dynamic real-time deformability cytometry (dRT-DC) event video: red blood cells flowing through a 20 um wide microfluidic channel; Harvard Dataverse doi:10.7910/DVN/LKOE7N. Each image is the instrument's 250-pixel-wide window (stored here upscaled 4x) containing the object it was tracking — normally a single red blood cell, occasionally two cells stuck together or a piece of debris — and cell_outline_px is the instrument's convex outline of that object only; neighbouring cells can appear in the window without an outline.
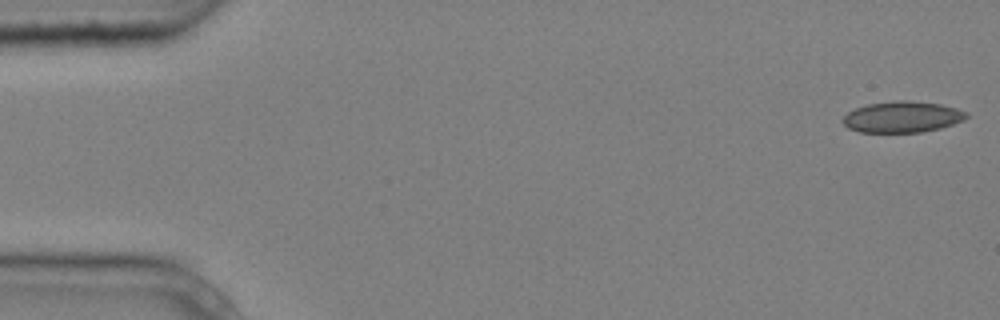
{"species": "common noctule bat (a hibernating species)", "species_latin": "Nyctalus noctula", "temperature_condition": "cold", "stored_images_in_passage": 5, "camera_frame_rate_fps": 3000, "um_per_image_px": 0.085, "animal": {"sex": "male", "body_mass_g": 20.4}, "frame": {"image": 1, "passage_image": 1, "time_ms": 0.0, "image_size_px": [1000, 320], "cell_outline_px": [[968, 116], [964, 120], [940, 128], [920, 132], [860, 132], [848, 128], [840, 120], [848, 112], [856, 108], [868, 104], [896, 100], [908, 100], [940, 104], [956, 108], [968, 112]], "centroid_in_image_um": [76.69, 9.93], "position_along_channel_um": 8.3, "area_um2": 22.43}}
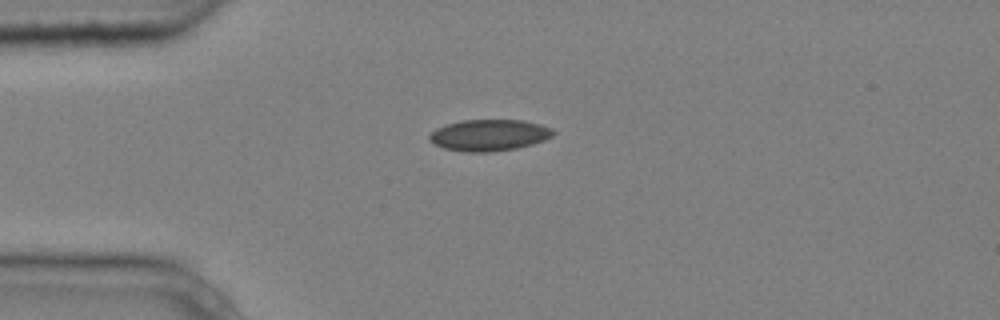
{"frame": {"image": 2, "passage_image": 4, "time_ms": 1.0, "image_size_px": [1000, 320], "cell_outline_px": [[556, 132], [552, 136], [544, 140], [532, 144], [516, 148], [488, 152], [468, 152], [444, 148], [432, 144], [428, 140], [428, 136], [436, 128], [448, 124], [464, 120], [524, 120], [540, 124], [552, 128]], "centroid_in_image_um": [41.57, 11.48], "position_along_channel_um": 43.4, "area_um2": 22.66}}